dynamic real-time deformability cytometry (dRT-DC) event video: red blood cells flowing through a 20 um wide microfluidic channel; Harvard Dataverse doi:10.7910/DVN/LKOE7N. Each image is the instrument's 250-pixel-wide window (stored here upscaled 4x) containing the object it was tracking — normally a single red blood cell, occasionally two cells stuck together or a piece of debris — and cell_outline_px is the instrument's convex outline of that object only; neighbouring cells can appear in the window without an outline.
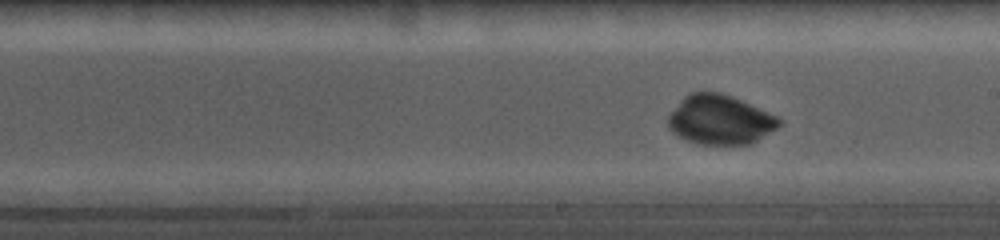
{"species": "common noctule bat (a hibernating species)", "species_latin": "Nyctalus noctula", "temperature_condition": "cold", "stored_images_in_passage": 68, "camera_frame_rate_fps": 5000, "um_per_image_px": 0.085, "animal": {"sex": "female", "body_mass_g": 19.0, "forearm_length_mm": 56.7}, "frame": {"image": 1, "passage_image": 43, "time_ms": 8.4, "image_size_px": [1000, 240], "cell_outline_px": [[784, 124], [780, 128], [752, 144], [696, 144], [676, 136], [668, 128], [668, 116], [688, 96], [700, 92], [712, 92], [736, 100], [780, 116], [784, 120]], "centroid_in_image_um": [61.29, 10.26], "position_along_channel_um": 227.7, "area_um2": 31.44}}
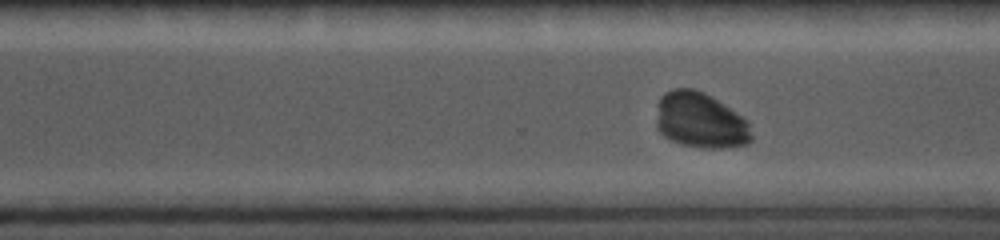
{"frame": {"image": 2, "passage_image": 54, "time_ms": 10.6, "image_size_px": [1000, 240], "cell_outline_px": [[752, 140], [748, 144], [728, 148], [700, 148], [680, 144], [668, 140], [656, 128], [656, 120], [660, 100], [668, 92], [676, 88], [688, 88], [700, 92], [708, 96], [748, 120], [752, 136]], "centroid_in_image_um": [59.54, 10.3], "position_along_channel_um": 311.1, "area_um2": 30.46}}
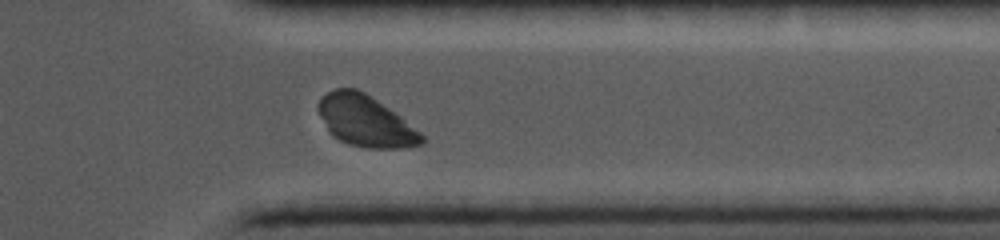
{"frame": {"image": 3, "passage_image": 63, "time_ms": 12.4, "image_size_px": [1000, 240], "cell_outline_px": [[424, 144], [408, 148], [368, 148], [348, 144], [332, 136], [328, 132], [320, 112], [320, 100], [328, 92], [336, 88], [356, 88], [404, 120], [420, 132], [424, 136]], "centroid_in_image_um": [31.08, 10.33], "position_along_channel_um": 380.3, "area_um2": 29.88}}